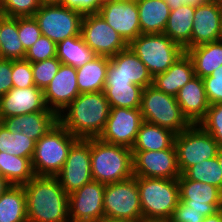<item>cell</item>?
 <instances>
[{"instance_id": "obj_1", "label": "cell", "mask_w": 222, "mask_h": 222, "mask_svg": "<svg viewBox=\"0 0 222 222\" xmlns=\"http://www.w3.org/2000/svg\"><path fill=\"white\" fill-rule=\"evenodd\" d=\"M23 187L28 222H70L69 195L56 176H34Z\"/></svg>"}, {"instance_id": "obj_2", "label": "cell", "mask_w": 222, "mask_h": 222, "mask_svg": "<svg viewBox=\"0 0 222 222\" xmlns=\"http://www.w3.org/2000/svg\"><path fill=\"white\" fill-rule=\"evenodd\" d=\"M110 112L104 92L80 93L58 115L59 123L78 139L98 138Z\"/></svg>"}, {"instance_id": "obj_3", "label": "cell", "mask_w": 222, "mask_h": 222, "mask_svg": "<svg viewBox=\"0 0 222 222\" xmlns=\"http://www.w3.org/2000/svg\"><path fill=\"white\" fill-rule=\"evenodd\" d=\"M91 174L93 180L105 185L131 178L132 150L91 138Z\"/></svg>"}, {"instance_id": "obj_4", "label": "cell", "mask_w": 222, "mask_h": 222, "mask_svg": "<svg viewBox=\"0 0 222 222\" xmlns=\"http://www.w3.org/2000/svg\"><path fill=\"white\" fill-rule=\"evenodd\" d=\"M143 220H167L180 200L176 179L137 177Z\"/></svg>"}, {"instance_id": "obj_5", "label": "cell", "mask_w": 222, "mask_h": 222, "mask_svg": "<svg viewBox=\"0 0 222 222\" xmlns=\"http://www.w3.org/2000/svg\"><path fill=\"white\" fill-rule=\"evenodd\" d=\"M78 140L59 122L35 144L32 167L35 176H56L62 169L72 145Z\"/></svg>"}, {"instance_id": "obj_6", "label": "cell", "mask_w": 222, "mask_h": 222, "mask_svg": "<svg viewBox=\"0 0 222 222\" xmlns=\"http://www.w3.org/2000/svg\"><path fill=\"white\" fill-rule=\"evenodd\" d=\"M140 111L143 121L167 128L175 134L191 125L183 115L176 97L165 94L152 85L143 89Z\"/></svg>"}, {"instance_id": "obj_7", "label": "cell", "mask_w": 222, "mask_h": 222, "mask_svg": "<svg viewBox=\"0 0 222 222\" xmlns=\"http://www.w3.org/2000/svg\"><path fill=\"white\" fill-rule=\"evenodd\" d=\"M128 46L145 64L152 77L166 72L185 52L163 33L140 34Z\"/></svg>"}, {"instance_id": "obj_8", "label": "cell", "mask_w": 222, "mask_h": 222, "mask_svg": "<svg viewBox=\"0 0 222 222\" xmlns=\"http://www.w3.org/2000/svg\"><path fill=\"white\" fill-rule=\"evenodd\" d=\"M104 217L143 221L137 177L105 185Z\"/></svg>"}, {"instance_id": "obj_9", "label": "cell", "mask_w": 222, "mask_h": 222, "mask_svg": "<svg viewBox=\"0 0 222 222\" xmlns=\"http://www.w3.org/2000/svg\"><path fill=\"white\" fill-rule=\"evenodd\" d=\"M174 146L181 174L203 160L216 157L219 149L215 139L199 124H191L176 134Z\"/></svg>"}, {"instance_id": "obj_10", "label": "cell", "mask_w": 222, "mask_h": 222, "mask_svg": "<svg viewBox=\"0 0 222 222\" xmlns=\"http://www.w3.org/2000/svg\"><path fill=\"white\" fill-rule=\"evenodd\" d=\"M83 14L60 4H41L33 15L42 35L56 44L81 35Z\"/></svg>"}, {"instance_id": "obj_11", "label": "cell", "mask_w": 222, "mask_h": 222, "mask_svg": "<svg viewBox=\"0 0 222 222\" xmlns=\"http://www.w3.org/2000/svg\"><path fill=\"white\" fill-rule=\"evenodd\" d=\"M81 36L85 44L98 56L112 57L128 47L123 37L99 13L83 16Z\"/></svg>"}, {"instance_id": "obj_12", "label": "cell", "mask_w": 222, "mask_h": 222, "mask_svg": "<svg viewBox=\"0 0 222 222\" xmlns=\"http://www.w3.org/2000/svg\"><path fill=\"white\" fill-rule=\"evenodd\" d=\"M56 177L68 195L93 180L91 174V138L78 139L72 145L65 163Z\"/></svg>"}, {"instance_id": "obj_13", "label": "cell", "mask_w": 222, "mask_h": 222, "mask_svg": "<svg viewBox=\"0 0 222 222\" xmlns=\"http://www.w3.org/2000/svg\"><path fill=\"white\" fill-rule=\"evenodd\" d=\"M133 176L176 179L181 175L175 146L161 151H132Z\"/></svg>"}, {"instance_id": "obj_14", "label": "cell", "mask_w": 222, "mask_h": 222, "mask_svg": "<svg viewBox=\"0 0 222 222\" xmlns=\"http://www.w3.org/2000/svg\"><path fill=\"white\" fill-rule=\"evenodd\" d=\"M142 122L140 109L110 108L105 128L98 138L131 149Z\"/></svg>"}, {"instance_id": "obj_15", "label": "cell", "mask_w": 222, "mask_h": 222, "mask_svg": "<svg viewBox=\"0 0 222 222\" xmlns=\"http://www.w3.org/2000/svg\"><path fill=\"white\" fill-rule=\"evenodd\" d=\"M105 184L92 180L69 194L70 222H99L104 217Z\"/></svg>"}, {"instance_id": "obj_16", "label": "cell", "mask_w": 222, "mask_h": 222, "mask_svg": "<svg viewBox=\"0 0 222 222\" xmlns=\"http://www.w3.org/2000/svg\"><path fill=\"white\" fill-rule=\"evenodd\" d=\"M98 13L128 44L141 34L136 1L115 0L105 3Z\"/></svg>"}, {"instance_id": "obj_17", "label": "cell", "mask_w": 222, "mask_h": 222, "mask_svg": "<svg viewBox=\"0 0 222 222\" xmlns=\"http://www.w3.org/2000/svg\"><path fill=\"white\" fill-rule=\"evenodd\" d=\"M180 201L197 211H205V217L218 212L222 204V191L208 183L178 177Z\"/></svg>"}, {"instance_id": "obj_18", "label": "cell", "mask_w": 222, "mask_h": 222, "mask_svg": "<svg viewBox=\"0 0 222 222\" xmlns=\"http://www.w3.org/2000/svg\"><path fill=\"white\" fill-rule=\"evenodd\" d=\"M43 93L46 107L57 115L61 114L80 94L76 68L61 64L57 74Z\"/></svg>"}, {"instance_id": "obj_19", "label": "cell", "mask_w": 222, "mask_h": 222, "mask_svg": "<svg viewBox=\"0 0 222 222\" xmlns=\"http://www.w3.org/2000/svg\"><path fill=\"white\" fill-rule=\"evenodd\" d=\"M222 39V4L209 1L195 7L191 48Z\"/></svg>"}, {"instance_id": "obj_20", "label": "cell", "mask_w": 222, "mask_h": 222, "mask_svg": "<svg viewBox=\"0 0 222 222\" xmlns=\"http://www.w3.org/2000/svg\"><path fill=\"white\" fill-rule=\"evenodd\" d=\"M44 93L35 85L27 88H12L0 97V121L3 118L44 111Z\"/></svg>"}, {"instance_id": "obj_21", "label": "cell", "mask_w": 222, "mask_h": 222, "mask_svg": "<svg viewBox=\"0 0 222 222\" xmlns=\"http://www.w3.org/2000/svg\"><path fill=\"white\" fill-rule=\"evenodd\" d=\"M0 122L11 132H22L25 136L36 142L59 121L58 115L46 108L44 111L6 117Z\"/></svg>"}, {"instance_id": "obj_22", "label": "cell", "mask_w": 222, "mask_h": 222, "mask_svg": "<svg viewBox=\"0 0 222 222\" xmlns=\"http://www.w3.org/2000/svg\"><path fill=\"white\" fill-rule=\"evenodd\" d=\"M107 76H123L142 88L151 86L153 81L148 68L129 46L110 57Z\"/></svg>"}, {"instance_id": "obj_23", "label": "cell", "mask_w": 222, "mask_h": 222, "mask_svg": "<svg viewBox=\"0 0 222 222\" xmlns=\"http://www.w3.org/2000/svg\"><path fill=\"white\" fill-rule=\"evenodd\" d=\"M175 97L183 115L191 124H198L205 117L210 106L203 80L197 76L186 83Z\"/></svg>"}, {"instance_id": "obj_24", "label": "cell", "mask_w": 222, "mask_h": 222, "mask_svg": "<svg viewBox=\"0 0 222 222\" xmlns=\"http://www.w3.org/2000/svg\"><path fill=\"white\" fill-rule=\"evenodd\" d=\"M194 77L192 59L184 52L166 72L153 77L152 86L165 94L176 96L178 91Z\"/></svg>"}, {"instance_id": "obj_25", "label": "cell", "mask_w": 222, "mask_h": 222, "mask_svg": "<svg viewBox=\"0 0 222 222\" xmlns=\"http://www.w3.org/2000/svg\"><path fill=\"white\" fill-rule=\"evenodd\" d=\"M194 12L195 7L191 5H183L176 10H171L163 32L172 41L178 43L185 52L191 48Z\"/></svg>"}, {"instance_id": "obj_26", "label": "cell", "mask_w": 222, "mask_h": 222, "mask_svg": "<svg viewBox=\"0 0 222 222\" xmlns=\"http://www.w3.org/2000/svg\"><path fill=\"white\" fill-rule=\"evenodd\" d=\"M110 57L94 56L83 66L76 68L79 93H92L104 90Z\"/></svg>"}, {"instance_id": "obj_27", "label": "cell", "mask_w": 222, "mask_h": 222, "mask_svg": "<svg viewBox=\"0 0 222 222\" xmlns=\"http://www.w3.org/2000/svg\"><path fill=\"white\" fill-rule=\"evenodd\" d=\"M141 34L163 33L170 7L164 0H137Z\"/></svg>"}, {"instance_id": "obj_28", "label": "cell", "mask_w": 222, "mask_h": 222, "mask_svg": "<svg viewBox=\"0 0 222 222\" xmlns=\"http://www.w3.org/2000/svg\"><path fill=\"white\" fill-rule=\"evenodd\" d=\"M186 53L192 59L195 76H210L222 65V39L189 48Z\"/></svg>"}, {"instance_id": "obj_29", "label": "cell", "mask_w": 222, "mask_h": 222, "mask_svg": "<svg viewBox=\"0 0 222 222\" xmlns=\"http://www.w3.org/2000/svg\"><path fill=\"white\" fill-rule=\"evenodd\" d=\"M176 134L167 128L143 121L132 151H161L174 145Z\"/></svg>"}, {"instance_id": "obj_30", "label": "cell", "mask_w": 222, "mask_h": 222, "mask_svg": "<svg viewBox=\"0 0 222 222\" xmlns=\"http://www.w3.org/2000/svg\"><path fill=\"white\" fill-rule=\"evenodd\" d=\"M0 222H28L26 194L22 185H9L0 196Z\"/></svg>"}, {"instance_id": "obj_31", "label": "cell", "mask_w": 222, "mask_h": 222, "mask_svg": "<svg viewBox=\"0 0 222 222\" xmlns=\"http://www.w3.org/2000/svg\"><path fill=\"white\" fill-rule=\"evenodd\" d=\"M94 52L85 44L81 35L57 43L56 57L62 64L79 68L90 61Z\"/></svg>"}, {"instance_id": "obj_32", "label": "cell", "mask_w": 222, "mask_h": 222, "mask_svg": "<svg viewBox=\"0 0 222 222\" xmlns=\"http://www.w3.org/2000/svg\"><path fill=\"white\" fill-rule=\"evenodd\" d=\"M0 169L2 177L10 185H24L34 176L32 160L0 152Z\"/></svg>"}, {"instance_id": "obj_33", "label": "cell", "mask_w": 222, "mask_h": 222, "mask_svg": "<svg viewBox=\"0 0 222 222\" xmlns=\"http://www.w3.org/2000/svg\"><path fill=\"white\" fill-rule=\"evenodd\" d=\"M26 50L19 40L18 17H5L0 30V59L23 60Z\"/></svg>"}, {"instance_id": "obj_34", "label": "cell", "mask_w": 222, "mask_h": 222, "mask_svg": "<svg viewBox=\"0 0 222 222\" xmlns=\"http://www.w3.org/2000/svg\"><path fill=\"white\" fill-rule=\"evenodd\" d=\"M143 89L138 85H105L103 92L110 108L140 109Z\"/></svg>"}, {"instance_id": "obj_35", "label": "cell", "mask_w": 222, "mask_h": 222, "mask_svg": "<svg viewBox=\"0 0 222 222\" xmlns=\"http://www.w3.org/2000/svg\"><path fill=\"white\" fill-rule=\"evenodd\" d=\"M36 142L25 134L11 132L0 122V152L32 160Z\"/></svg>"}, {"instance_id": "obj_36", "label": "cell", "mask_w": 222, "mask_h": 222, "mask_svg": "<svg viewBox=\"0 0 222 222\" xmlns=\"http://www.w3.org/2000/svg\"><path fill=\"white\" fill-rule=\"evenodd\" d=\"M183 175L189 180L208 183L222 191V168L217 156L189 167Z\"/></svg>"}, {"instance_id": "obj_37", "label": "cell", "mask_w": 222, "mask_h": 222, "mask_svg": "<svg viewBox=\"0 0 222 222\" xmlns=\"http://www.w3.org/2000/svg\"><path fill=\"white\" fill-rule=\"evenodd\" d=\"M61 64L57 57L31 63L35 86L44 91L57 74Z\"/></svg>"}, {"instance_id": "obj_38", "label": "cell", "mask_w": 222, "mask_h": 222, "mask_svg": "<svg viewBox=\"0 0 222 222\" xmlns=\"http://www.w3.org/2000/svg\"><path fill=\"white\" fill-rule=\"evenodd\" d=\"M198 124L222 147V103L211 104Z\"/></svg>"}, {"instance_id": "obj_39", "label": "cell", "mask_w": 222, "mask_h": 222, "mask_svg": "<svg viewBox=\"0 0 222 222\" xmlns=\"http://www.w3.org/2000/svg\"><path fill=\"white\" fill-rule=\"evenodd\" d=\"M40 6L39 0H0V11L7 17L33 16Z\"/></svg>"}, {"instance_id": "obj_40", "label": "cell", "mask_w": 222, "mask_h": 222, "mask_svg": "<svg viewBox=\"0 0 222 222\" xmlns=\"http://www.w3.org/2000/svg\"><path fill=\"white\" fill-rule=\"evenodd\" d=\"M57 44L48 37L41 35L40 38L26 50L24 59L31 63L56 57Z\"/></svg>"}, {"instance_id": "obj_41", "label": "cell", "mask_w": 222, "mask_h": 222, "mask_svg": "<svg viewBox=\"0 0 222 222\" xmlns=\"http://www.w3.org/2000/svg\"><path fill=\"white\" fill-rule=\"evenodd\" d=\"M18 34L25 50L29 49L42 35L33 16L18 17Z\"/></svg>"}, {"instance_id": "obj_42", "label": "cell", "mask_w": 222, "mask_h": 222, "mask_svg": "<svg viewBox=\"0 0 222 222\" xmlns=\"http://www.w3.org/2000/svg\"><path fill=\"white\" fill-rule=\"evenodd\" d=\"M12 81L14 88H27L35 85L31 62L23 60H12Z\"/></svg>"}, {"instance_id": "obj_43", "label": "cell", "mask_w": 222, "mask_h": 222, "mask_svg": "<svg viewBox=\"0 0 222 222\" xmlns=\"http://www.w3.org/2000/svg\"><path fill=\"white\" fill-rule=\"evenodd\" d=\"M202 80L209 104L222 103V65Z\"/></svg>"}, {"instance_id": "obj_44", "label": "cell", "mask_w": 222, "mask_h": 222, "mask_svg": "<svg viewBox=\"0 0 222 222\" xmlns=\"http://www.w3.org/2000/svg\"><path fill=\"white\" fill-rule=\"evenodd\" d=\"M205 217V211H197L191 206L185 205L179 200L177 207L174 209L170 222H201Z\"/></svg>"}, {"instance_id": "obj_45", "label": "cell", "mask_w": 222, "mask_h": 222, "mask_svg": "<svg viewBox=\"0 0 222 222\" xmlns=\"http://www.w3.org/2000/svg\"><path fill=\"white\" fill-rule=\"evenodd\" d=\"M60 5L77 10L83 15L98 13L102 6L99 0H61Z\"/></svg>"}, {"instance_id": "obj_46", "label": "cell", "mask_w": 222, "mask_h": 222, "mask_svg": "<svg viewBox=\"0 0 222 222\" xmlns=\"http://www.w3.org/2000/svg\"><path fill=\"white\" fill-rule=\"evenodd\" d=\"M12 60L0 59V97L13 88Z\"/></svg>"}, {"instance_id": "obj_47", "label": "cell", "mask_w": 222, "mask_h": 222, "mask_svg": "<svg viewBox=\"0 0 222 222\" xmlns=\"http://www.w3.org/2000/svg\"><path fill=\"white\" fill-rule=\"evenodd\" d=\"M121 84L136 85V84H133L131 81H129V79L123 76H107L106 77L105 85H121Z\"/></svg>"}, {"instance_id": "obj_48", "label": "cell", "mask_w": 222, "mask_h": 222, "mask_svg": "<svg viewBox=\"0 0 222 222\" xmlns=\"http://www.w3.org/2000/svg\"><path fill=\"white\" fill-rule=\"evenodd\" d=\"M201 222H222V217L220 212L218 211L211 216L204 217Z\"/></svg>"}, {"instance_id": "obj_49", "label": "cell", "mask_w": 222, "mask_h": 222, "mask_svg": "<svg viewBox=\"0 0 222 222\" xmlns=\"http://www.w3.org/2000/svg\"><path fill=\"white\" fill-rule=\"evenodd\" d=\"M181 2L184 5H191L197 7L199 5L206 4L207 2H209V0H181Z\"/></svg>"}, {"instance_id": "obj_50", "label": "cell", "mask_w": 222, "mask_h": 222, "mask_svg": "<svg viewBox=\"0 0 222 222\" xmlns=\"http://www.w3.org/2000/svg\"><path fill=\"white\" fill-rule=\"evenodd\" d=\"M168 6L170 7V10H176L177 8L183 6L181 0H164Z\"/></svg>"}, {"instance_id": "obj_51", "label": "cell", "mask_w": 222, "mask_h": 222, "mask_svg": "<svg viewBox=\"0 0 222 222\" xmlns=\"http://www.w3.org/2000/svg\"><path fill=\"white\" fill-rule=\"evenodd\" d=\"M99 222H133L127 219L103 217Z\"/></svg>"}, {"instance_id": "obj_52", "label": "cell", "mask_w": 222, "mask_h": 222, "mask_svg": "<svg viewBox=\"0 0 222 222\" xmlns=\"http://www.w3.org/2000/svg\"><path fill=\"white\" fill-rule=\"evenodd\" d=\"M9 185L10 184L3 177H0V196L9 187Z\"/></svg>"}, {"instance_id": "obj_53", "label": "cell", "mask_w": 222, "mask_h": 222, "mask_svg": "<svg viewBox=\"0 0 222 222\" xmlns=\"http://www.w3.org/2000/svg\"><path fill=\"white\" fill-rule=\"evenodd\" d=\"M41 4H61V0H39Z\"/></svg>"}, {"instance_id": "obj_54", "label": "cell", "mask_w": 222, "mask_h": 222, "mask_svg": "<svg viewBox=\"0 0 222 222\" xmlns=\"http://www.w3.org/2000/svg\"><path fill=\"white\" fill-rule=\"evenodd\" d=\"M217 159L220 164V167L222 168V147H219L217 151Z\"/></svg>"}, {"instance_id": "obj_55", "label": "cell", "mask_w": 222, "mask_h": 222, "mask_svg": "<svg viewBox=\"0 0 222 222\" xmlns=\"http://www.w3.org/2000/svg\"><path fill=\"white\" fill-rule=\"evenodd\" d=\"M6 17V15L0 11V30H1V25H2V20Z\"/></svg>"}, {"instance_id": "obj_56", "label": "cell", "mask_w": 222, "mask_h": 222, "mask_svg": "<svg viewBox=\"0 0 222 222\" xmlns=\"http://www.w3.org/2000/svg\"><path fill=\"white\" fill-rule=\"evenodd\" d=\"M141 222H170V221H167V220H143Z\"/></svg>"}, {"instance_id": "obj_57", "label": "cell", "mask_w": 222, "mask_h": 222, "mask_svg": "<svg viewBox=\"0 0 222 222\" xmlns=\"http://www.w3.org/2000/svg\"><path fill=\"white\" fill-rule=\"evenodd\" d=\"M112 1H115V0H99V2L103 5L105 3H109V2H112Z\"/></svg>"}, {"instance_id": "obj_58", "label": "cell", "mask_w": 222, "mask_h": 222, "mask_svg": "<svg viewBox=\"0 0 222 222\" xmlns=\"http://www.w3.org/2000/svg\"><path fill=\"white\" fill-rule=\"evenodd\" d=\"M209 1L217 2V3H221L222 4V0H209Z\"/></svg>"}, {"instance_id": "obj_59", "label": "cell", "mask_w": 222, "mask_h": 222, "mask_svg": "<svg viewBox=\"0 0 222 222\" xmlns=\"http://www.w3.org/2000/svg\"><path fill=\"white\" fill-rule=\"evenodd\" d=\"M218 211L220 212L221 217H222V204H221V206L219 207V210H218Z\"/></svg>"}, {"instance_id": "obj_60", "label": "cell", "mask_w": 222, "mask_h": 222, "mask_svg": "<svg viewBox=\"0 0 222 222\" xmlns=\"http://www.w3.org/2000/svg\"><path fill=\"white\" fill-rule=\"evenodd\" d=\"M120 1H137V0H120Z\"/></svg>"}]
</instances>
